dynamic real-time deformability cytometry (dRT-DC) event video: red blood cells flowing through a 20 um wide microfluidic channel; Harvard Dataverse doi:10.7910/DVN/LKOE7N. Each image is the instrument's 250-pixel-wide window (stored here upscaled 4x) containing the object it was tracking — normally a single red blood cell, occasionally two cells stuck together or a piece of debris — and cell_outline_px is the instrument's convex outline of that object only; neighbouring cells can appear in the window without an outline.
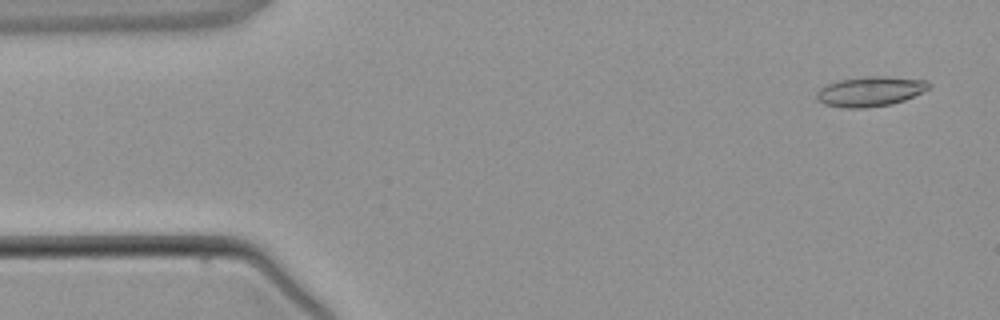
{"species": "common noctule bat (a hibernating species)", "species_latin": "Nyctalus noctula", "temperature_condition": "warm", "stored_images_in_passage": 4, "camera_frame_rate_fps": 3000, "um_per_image_px": 0.085, "animal": {"sex": "male", "body_mass_g": 21.5, "forearm_length_mm": 52.0}, "frame": {"image": 1, "passage_image": 1, "time_ms": 0.0, "image_size_px": [1000, 320], "cell_outline_px": [[932, 84], [928, 88], [904, 100], [892, 104], [864, 108], [844, 108], [824, 104], [816, 100], [816, 92], [820, 88], [828, 84], [840, 80], [868, 76], [884, 76], [928, 80]], "centroid_in_image_um": [73.95, 7.77], "position_along_channel_um": 11.1, "area_um2": 19.48}}
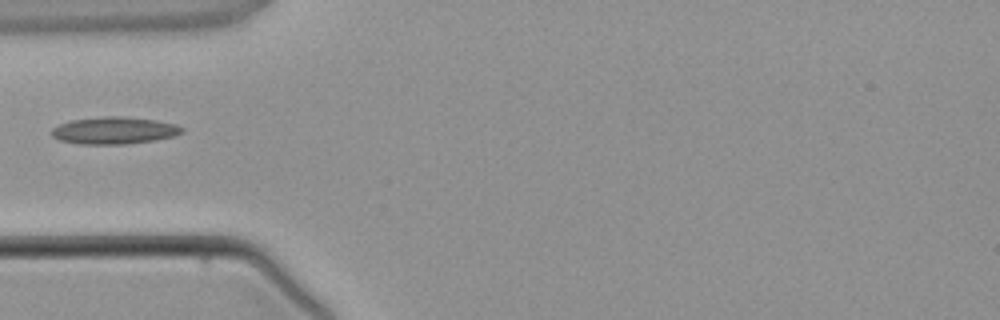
{"frame": {"image": 2, "passage_image": 4, "time_ms": 3.667, "image_size_px": [1000, 320], "cell_outline_px": [[184, 132], [176, 136], [156, 140], [128, 144], [80, 144], [60, 140], [52, 136], [52, 128], [60, 124], [72, 120], [108, 116], [120, 116], [156, 120], [176, 124], [184, 128]], "centroid_in_image_um": [9.76, 11.1], "position_along_channel_um": 75.2, "area_um2": 20.63}}